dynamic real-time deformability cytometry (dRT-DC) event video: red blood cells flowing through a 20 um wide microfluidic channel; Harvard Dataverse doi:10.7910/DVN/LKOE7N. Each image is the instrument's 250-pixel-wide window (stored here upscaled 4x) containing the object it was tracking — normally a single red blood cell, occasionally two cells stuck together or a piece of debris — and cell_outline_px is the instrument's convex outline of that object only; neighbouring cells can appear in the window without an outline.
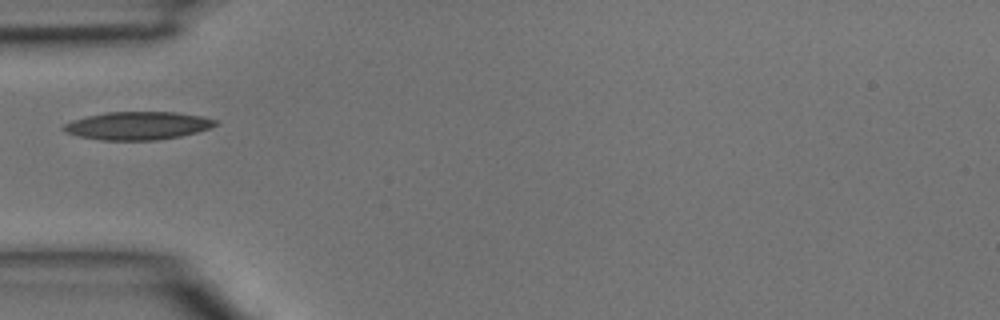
{"species": "common noctule bat (a hibernating species)", "species_latin": "Nyctalus noctula", "temperature_condition": "room temperature", "stored_images_in_passage": 4, "camera_frame_rate_fps": 3000, "um_per_image_px": 0.085, "animal": {"sex": "male", "body_mass_g": 15.6}, "frame": {"image": 1, "passage_image": 4, "time_ms": 1.0, "image_size_px": [1000, 320], "cell_outline_px": [[216, 124], [208, 128], [196, 132], [180, 136], [160, 140], [100, 140], [80, 136], [64, 132], [60, 128], [64, 124], [72, 120], [88, 116], [108, 112], [176, 112], [200, 116], [216, 120]], "centroid_in_image_um": [11.66, 10.68], "position_along_channel_um": 73.3, "area_um2": 24.62}}